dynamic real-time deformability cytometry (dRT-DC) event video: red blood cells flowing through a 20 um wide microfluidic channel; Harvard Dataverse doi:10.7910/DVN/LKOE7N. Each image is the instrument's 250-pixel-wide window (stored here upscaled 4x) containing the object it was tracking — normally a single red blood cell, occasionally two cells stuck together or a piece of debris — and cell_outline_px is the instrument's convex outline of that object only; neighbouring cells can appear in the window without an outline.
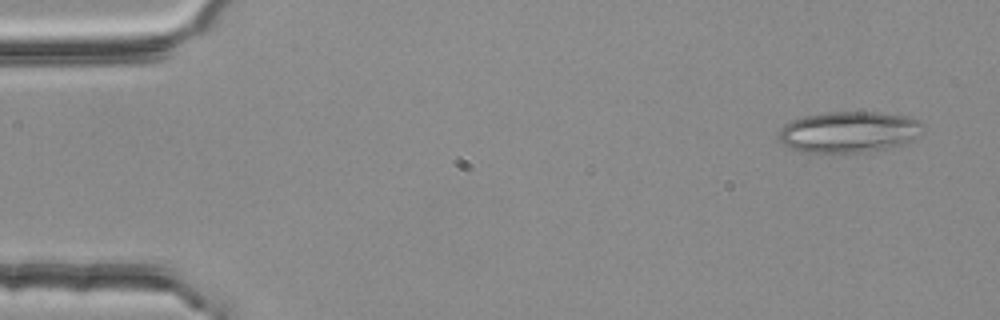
{"species": "common noctule bat (a hibernating species)", "species_latin": "Nyctalus noctula", "temperature_condition": "room temperature", "stored_images_in_passage": 54, "segment_of_instrument_passage": [1, 2], "camera_frame_rate_fps": 3000, "um_per_image_px": 0.085, "animal": {"sex": "female", "body_mass_g": 25.1}, "frame": {"image": 1, "passage_image": 3, "time_ms": 0.667, "image_size_px": [1000, 320], "cell_outline_px": [[924, 132], [920, 136], [912, 140], [900, 144], [884, 148], [860, 152], [804, 152], [792, 148], [784, 144], [780, 140], [780, 128], [784, 124], [792, 120], [804, 116], [828, 112], [876, 112], [908, 116], [920, 120], [924, 124]], "centroid_in_image_um": [72.21, 11.2], "position_along_channel_um": 12.8, "area_um2": 34.45}}